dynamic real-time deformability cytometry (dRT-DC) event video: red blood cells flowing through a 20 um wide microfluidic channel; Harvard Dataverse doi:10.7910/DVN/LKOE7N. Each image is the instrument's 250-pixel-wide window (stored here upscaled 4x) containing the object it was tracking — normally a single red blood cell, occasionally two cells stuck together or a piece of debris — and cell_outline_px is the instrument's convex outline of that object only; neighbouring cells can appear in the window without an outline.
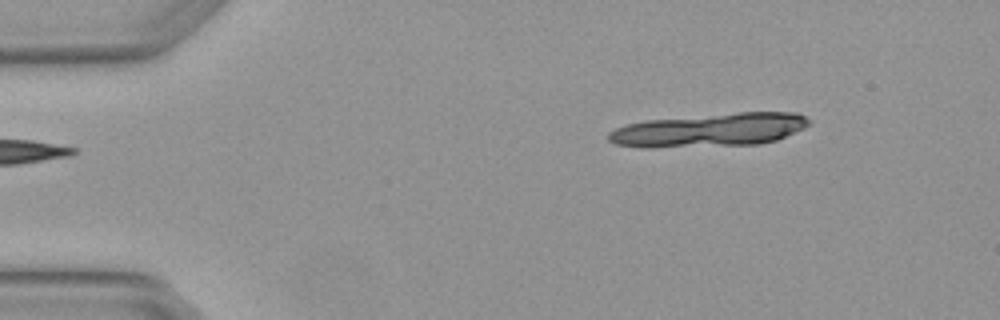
{"species": "Egyptian fruit bat (a non-hibernating species)", "species_latin": "Rousettus aegyptiacus", "temperature_condition": "warm", "stored_images_in_passage": 4, "camera_frame_rate_fps": 3000, "um_per_image_px": 0.085, "animal": {"sex": "female"}, "frame": {"image": 1, "passage_image": 1, "time_ms": 0.0, "image_size_px": [1000, 320], "cell_outline_px": [[812, 120], [804, 128], [776, 140], [760, 144], [616, 144], [608, 140], [608, 132], [616, 128], [628, 124], [644, 120], [740, 112], [796, 112]], "centroid_in_image_um": [60.49, 10.97], "position_along_channel_um": 24.5, "area_um2": 36.99}}
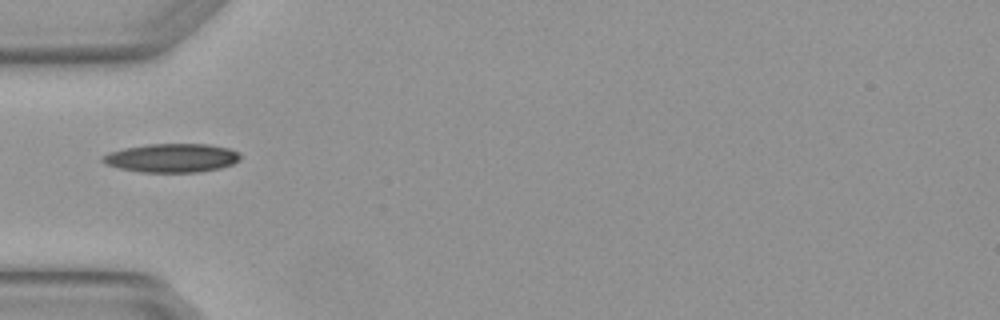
{"frame": {"image": 2, "passage_image": 3, "time_ms": 0.667, "image_size_px": [1000, 320], "cell_outline_px": [[240, 160], [232, 164], [220, 168], [196, 172], [140, 172], [120, 168], [104, 164], [100, 160], [100, 156], [108, 152], [124, 148], [148, 144], [208, 144], [228, 148], [240, 152]], "centroid_in_image_um": [14.57, 13.42], "position_along_channel_um": 70.4, "area_um2": 23.18}}
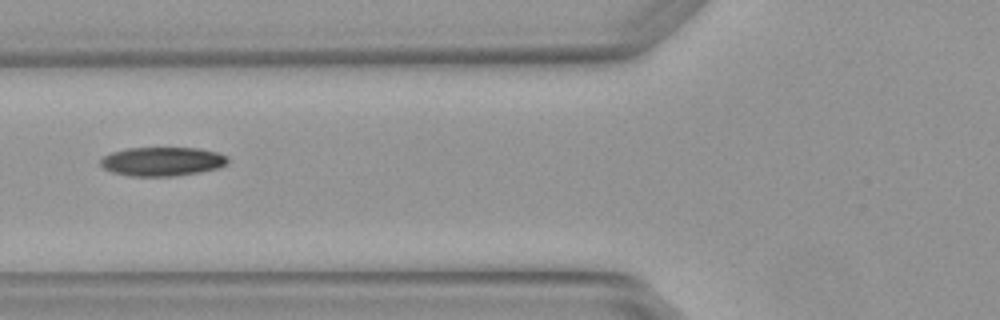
{"frame": {"image": 3, "passage_image": 4, "time_ms": 1.0, "image_size_px": [1000, 320], "cell_outline_px": [[228, 164], [216, 168], [200, 172], [176, 176], [132, 176], [112, 172], [104, 168], [100, 164], [100, 160], [104, 156], [112, 152], [128, 148], [200, 148], [216, 152], [228, 156]], "centroid_in_image_um": [13.81, 13.72], "position_along_channel_um": 112.0, "area_um2": 21.44}}